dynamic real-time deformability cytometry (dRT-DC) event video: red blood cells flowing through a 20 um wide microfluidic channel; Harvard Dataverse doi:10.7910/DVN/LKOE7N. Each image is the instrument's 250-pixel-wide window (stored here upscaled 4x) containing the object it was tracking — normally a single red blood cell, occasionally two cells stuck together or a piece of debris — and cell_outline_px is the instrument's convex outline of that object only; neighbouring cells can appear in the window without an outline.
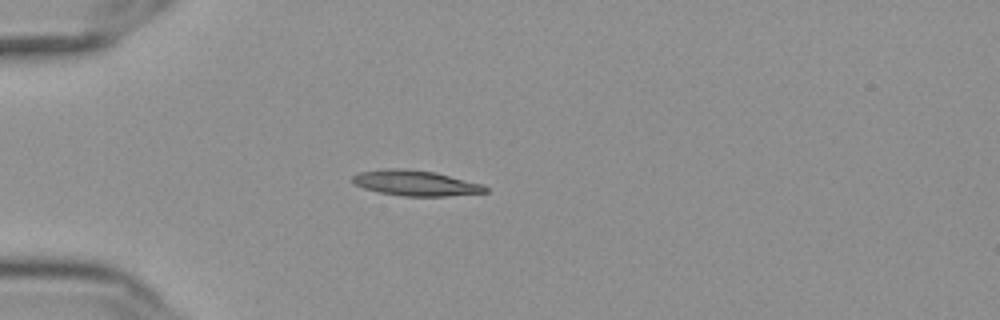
{"species": "Egyptian fruit bat (a non-hibernating species)", "species_latin": "Rousettus aegyptiacus", "temperature_condition": "cold", "stored_images_in_passage": 41, "camera_frame_rate_fps": 3000, "um_per_image_px": 0.085, "frame": {"image": 1, "passage_image": 1, "time_ms": 0.0, "image_size_px": [1000, 320], "cell_outline_px": [[488, 192], [448, 196], [404, 196], [380, 192], [364, 188], [356, 184], [352, 180], [352, 176], [360, 172], [384, 168], [404, 168], [436, 172], [484, 184], [488, 188]], "centroid_in_image_um": [35.37, 15.55], "position_along_channel_um": 49.6, "area_um2": 19.77}}
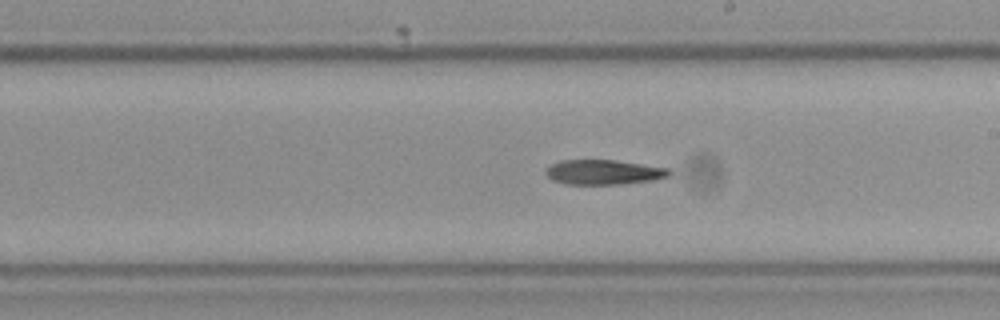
{"frame": {"image": 2, "passage_image": 18, "time_ms": 5.667, "image_size_px": [1000, 320], "cell_outline_px": [[672, 172], [668, 176], [652, 180], [620, 184], [564, 184], [552, 180], [544, 172], [552, 164], [560, 160], [616, 160], [668, 168]], "centroid_in_image_um": [51.29, 14.63], "position_along_channel_um": 237.7, "area_um2": 17.74}}
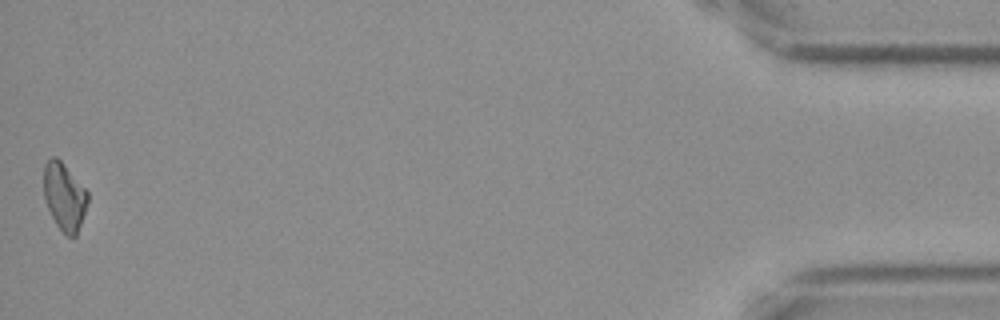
{"frame": {"image": 3, "passage_image": 41, "time_ms": 13.333, "image_size_px": [1000, 320], "cell_outline_px": [[88, 200], [76, 236], [68, 236], [56, 224], [48, 208], [44, 196], [44, 164], [52, 156], [56, 156], [64, 164], [88, 192]], "centroid_in_image_um": [5.46, 16.68], "position_along_channel_um": 429.7, "area_um2": 16.94}}